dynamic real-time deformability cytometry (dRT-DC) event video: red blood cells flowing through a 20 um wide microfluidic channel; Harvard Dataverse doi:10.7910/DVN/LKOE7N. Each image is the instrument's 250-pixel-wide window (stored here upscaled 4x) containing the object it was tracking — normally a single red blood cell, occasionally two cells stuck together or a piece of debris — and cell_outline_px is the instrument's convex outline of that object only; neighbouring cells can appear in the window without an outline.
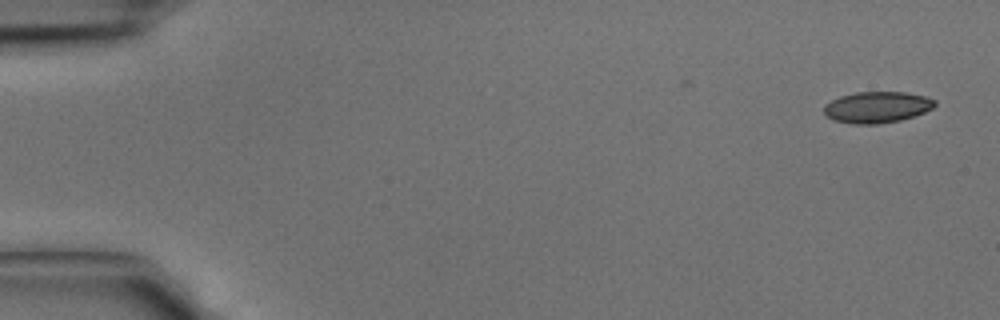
{"species": "common noctule bat (a hibernating species)", "species_latin": "Nyctalus noctula", "temperature_condition": "cold", "stored_images_in_passage": 38, "camera_frame_rate_fps": 3000, "um_per_image_px": 0.085, "animal": {"sex": "male", "body_mass_g": 15.6}, "frame": {"image": 1, "passage_image": 1, "time_ms": 0.0, "image_size_px": [1000, 320], "cell_outline_px": [[936, 104], [932, 108], [924, 112], [900, 120], [876, 124], [852, 124], [832, 120], [824, 112], [824, 104], [840, 96], [856, 92], [904, 92], [924, 96], [936, 100]], "centroid_in_image_um": [74.52, 9.11], "position_along_channel_um": 10.5, "area_um2": 20.11}}
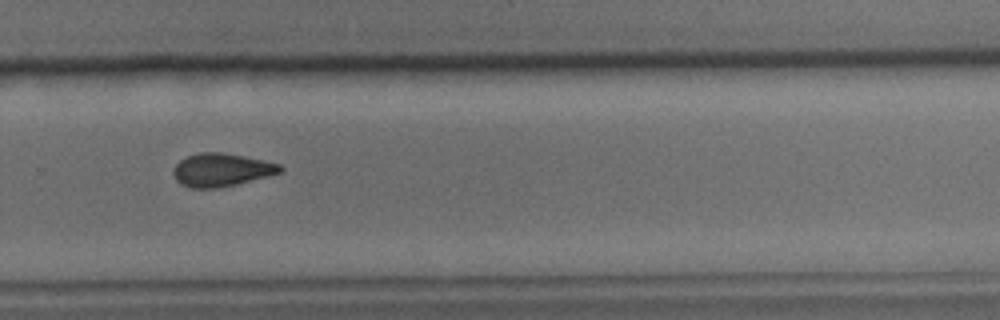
{"frame": {"image": 2, "passage_image": 28, "time_ms": 9.0, "image_size_px": [1000, 320], "cell_outline_px": [[284, 168], [280, 172], [268, 176], [236, 184], [216, 188], [192, 188], [180, 184], [176, 180], [172, 172], [176, 164], [180, 160], [188, 156], [200, 152], [224, 152], [264, 160], [280, 164]], "centroid_in_image_um": [18.81, 14.43], "position_along_channel_um": 311.0, "area_um2": 20.58}}
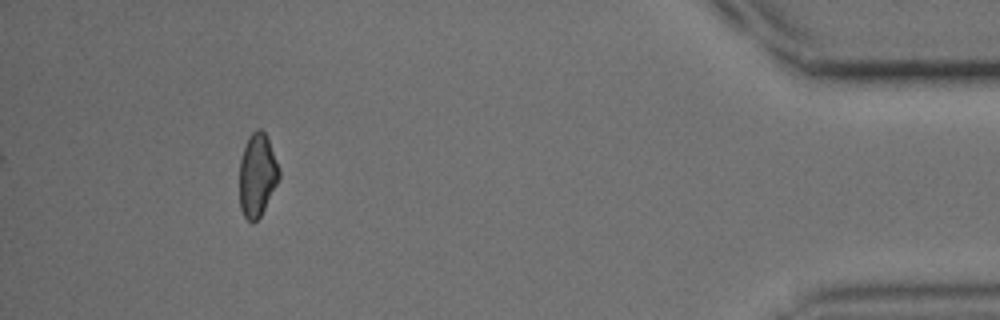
{"frame": {"image": 3, "passage_image": 38, "time_ms": 12.333, "image_size_px": [1000, 320], "cell_outline_px": [[280, 176], [260, 216], [252, 224], [244, 216], [240, 208], [240, 160], [244, 144], [248, 136], [256, 128], [260, 128], [264, 132], [268, 140], [280, 172]], "centroid_in_image_um": [21.84, 14.86], "position_along_channel_um": 413.4, "area_um2": 18.9}}